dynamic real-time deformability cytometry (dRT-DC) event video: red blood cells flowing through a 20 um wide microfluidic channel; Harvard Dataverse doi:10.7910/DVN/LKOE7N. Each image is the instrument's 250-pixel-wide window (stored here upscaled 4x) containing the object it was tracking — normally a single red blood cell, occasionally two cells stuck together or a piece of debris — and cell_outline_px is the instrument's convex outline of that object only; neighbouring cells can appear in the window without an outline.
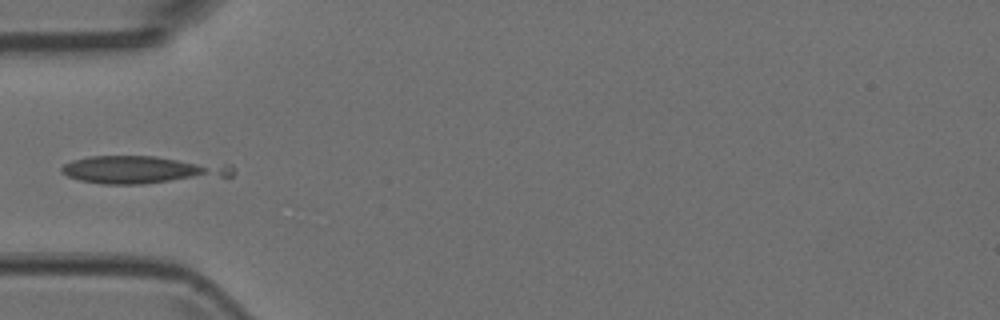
{"species": "Egyptian fruit bat (a non-hibernating species)", "species_latin": "Rousettus aegyptiacus", "temperature_condition": "room temperature", "stored_images_in_passage": 7, "camera_frame_rate_fps": 3000, "um_per_image_px": 0.085, "animal": {"sex": "female"}, "frame": {"image": 1, "passage_image": 5, "time_ms": 1.333, "image_size_px": [1000, 320], "cell_outline_px": [[236, 172], [232, 176], [144, 184], [100, 184], [80, 180], [68, 176], [60, 172], [60, 168], [64, 164], [72, 160], [88, 156], [156, 156], [232, 164]], "centroid_in_image_um": [12.13, 14.42], "position_along_channel_um": 72.9, "area_um2": 27.98}}